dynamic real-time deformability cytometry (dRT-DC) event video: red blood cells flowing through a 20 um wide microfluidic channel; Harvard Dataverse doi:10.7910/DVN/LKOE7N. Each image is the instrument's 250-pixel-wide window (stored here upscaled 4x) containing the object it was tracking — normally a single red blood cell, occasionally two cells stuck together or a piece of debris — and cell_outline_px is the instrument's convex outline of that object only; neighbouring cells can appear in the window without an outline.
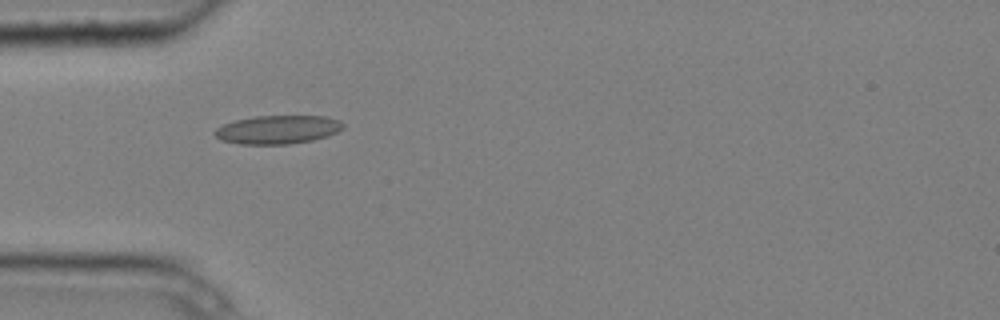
{"species": "common noctule bat (a hibernating species)", "species_latin": "Nyctalus noctula", "temperature_condition": "cold", "stored_images_in_passage": 10, "camera_frame_rate_fps": 3000, "um_per_image_px": 0.085, "animal": {"sex": "male", "body_mass_g": 20.4}, "frame": {"image": 1, "passage_image": 2, "time_ms": 0.333, "image_size_px": [1000, 320], "cell_outline_px": [[344, 128], [328, 136], [312, 140], [288, 144], [240, 144], [220, 140], [212, 132], [216, 128], [224, 124], [236, 120], [256, 116], [324, 116], [340, 120], [344, 124]], "centroid_in_image_um": [23.61, 11.02], "position_along_channel_um": 61.4, "area_um2": 21.33}}
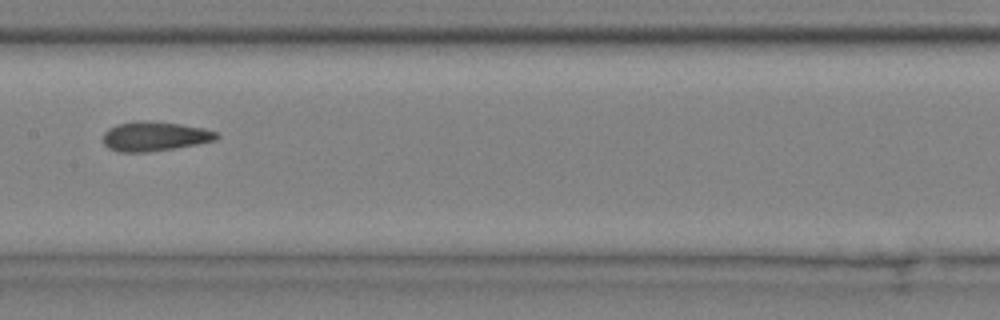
{"frame": {"image": 2, "passage_image": 5, "time_ms": 1.333, "image_size_px": [1000, 320], "cell_outline_px": [[220, 136], [216, 140], [176, 148], [148, 152], [120, 152], [108, 148], [104, 144], [104, 132], [108, 128], [116, 124], [136, 120], [144, 120], [180, 124], [204, 128], [216, 132]], "centroid_in_image_um": [13.13, 11.58], "position_along_channel_um": 194.3, "area_um2": 19.59}}
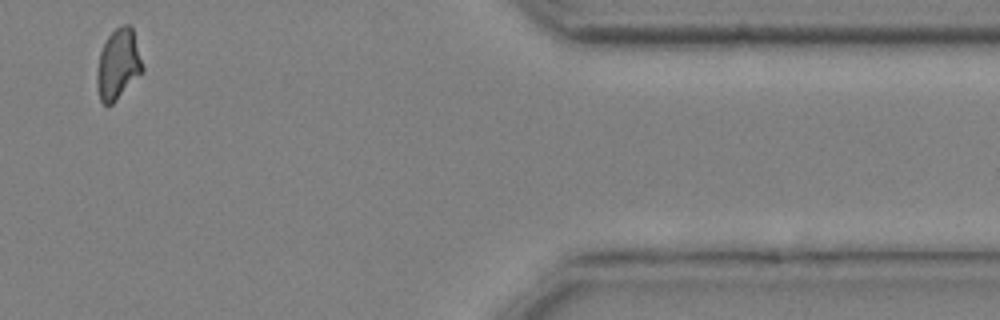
{"frame": {"image": 3, "passage_image": 10, "time_ms": 3.0, "image_size_px": [1000, 320], "cell_outline_px": [[144, 72], [108, 108], [100, 100], [96, 84], [96, 72], [100, 52], [108, 36], [116, 28], [124, 24], [128, 24], [132, 28], [144, 68]], "centroid_in_image_um": [10.04, 5.51], "position_along_channel_um": 401.4, "area_um2": 18.79}}